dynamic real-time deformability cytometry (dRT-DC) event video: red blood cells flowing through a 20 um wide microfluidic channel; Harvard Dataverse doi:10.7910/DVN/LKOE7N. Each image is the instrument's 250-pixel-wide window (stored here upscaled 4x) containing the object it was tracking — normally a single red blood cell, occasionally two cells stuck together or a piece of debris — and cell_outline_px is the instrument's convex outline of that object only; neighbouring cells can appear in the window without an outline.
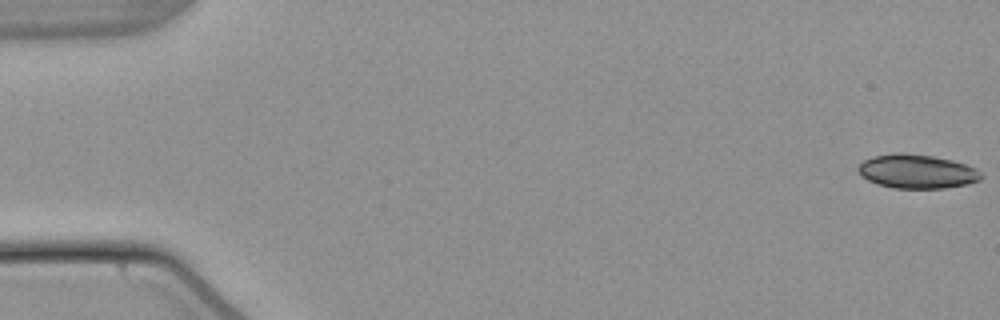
{"species": "common noctule bat (a hibernating species)", "species_latin": "Nyctalus noctula", "temperature_condition": "warm", "stored_images_in_passage": 54, "camera_frame_rate_fps": 3000, "um_per_image_px": 0.085, "animal": {"sex": "male", "body_mass_g": 21.5, "forearm_length_mm": 52.0}, "frame": {"image": 1, "passage_image": 1, "time_ms": 0.0, "image_size_px": [1000, 320], "cell_outline_px": [[984, 176], [980, 180], [968, 184], [944, 188], [896, 188], [880, 184], [868, 180], [860, 176], [860, 164], [864, 160], [872, 156], [896, 152], [900, 152], [932, 156], [952, 160], [976, 168]], "centroid_in_image_um": [77.97, 14.56], "position_along_channel_um": 7.0, "area_um2": 24.22}}
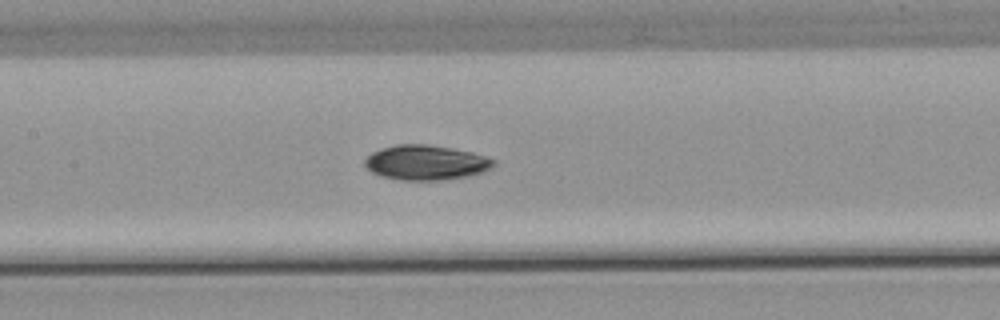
{"frame": {"image": 2, "passage_image": 26, "time_ms": 8.333, "image_size_px": [1000, 320], "cell_outline_px": [[496, 164], [484, 172], [464, 176], [436, 180], [400, 180], [384, 176], [372, 172], [364, 164], [364, 160], [372, 152], [396, 144], [428, 144], [452, 148], [472, 152], [496, 160]], "centroid_in_image_um": [36.21, 13.8], "position_along_channel_um": 171.2, "area_um2": 25.89}}
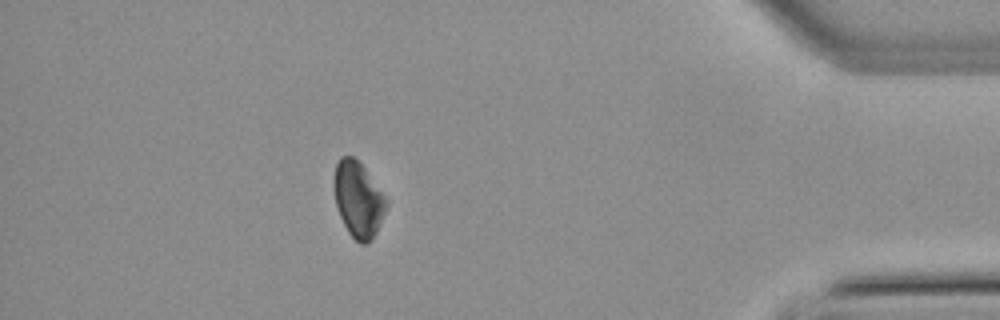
{"frame": {"image": 3, "passage_image": 48, "time_ms": 15.667, "image_size_px": [1000, 320], "cell_outline_px": [[388, 204], [376, 232], [364, 244], [360, 244], [348, 232], [340, 216], [336, 204], [336, 164], [340, 156], [352, 156], [364, 168], [384, 196]], "centroid_in_image_um": [30.46, 16.97], "position_along_channel_um": 404.7, "area_um2": 21.96}, "authors_computed_cell_mechanics": {"area_um2": 24.6806, "velocity_mm_per_s": 3.8227, "shape_relaxation_time_tau1_ms": 3.4262, "shape_relaxation_time_tau2_ms": null, "deformation_change_tau1": 0.1099, "deformation_change_tau2": null}}